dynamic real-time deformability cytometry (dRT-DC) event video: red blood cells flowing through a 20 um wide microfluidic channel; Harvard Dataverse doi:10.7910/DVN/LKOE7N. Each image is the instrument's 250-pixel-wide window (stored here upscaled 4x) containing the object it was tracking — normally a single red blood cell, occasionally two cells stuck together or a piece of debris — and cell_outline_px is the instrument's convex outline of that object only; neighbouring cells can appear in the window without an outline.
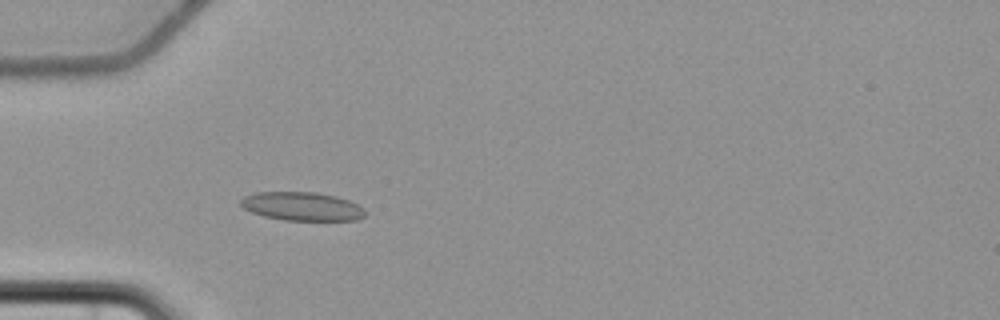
{"species": "common noctule bat (a hibernating species)", "species_latin": "Nyctalus noctula", "temperature_condition": "cold", "stored_images_in_passage": 6, "camera_frame_rate_fps": 3000, "um_per_image_px": 0.085, "animal": {"sex": "female", "body_mass_g": 22.7, "forearm_length_mm": 54.2}, "frame": {"image": 1, "passage_image": 6, "time_ms": 6.333, "image_size_px": [1000, 320], "cell_outline_px": [[364, 216], [356, 220], [284, 220], [264, 216], [252, 212], [244, 208], [240, 204], [240, 200], [244, 196], [256, 192], [316, 192], [336, 196], [348, 200], [364, 208]], "centroid_in_image_um": [25.65, 17.53], "position_along_channel_um": 59.3, "area_um2": 20.63}}